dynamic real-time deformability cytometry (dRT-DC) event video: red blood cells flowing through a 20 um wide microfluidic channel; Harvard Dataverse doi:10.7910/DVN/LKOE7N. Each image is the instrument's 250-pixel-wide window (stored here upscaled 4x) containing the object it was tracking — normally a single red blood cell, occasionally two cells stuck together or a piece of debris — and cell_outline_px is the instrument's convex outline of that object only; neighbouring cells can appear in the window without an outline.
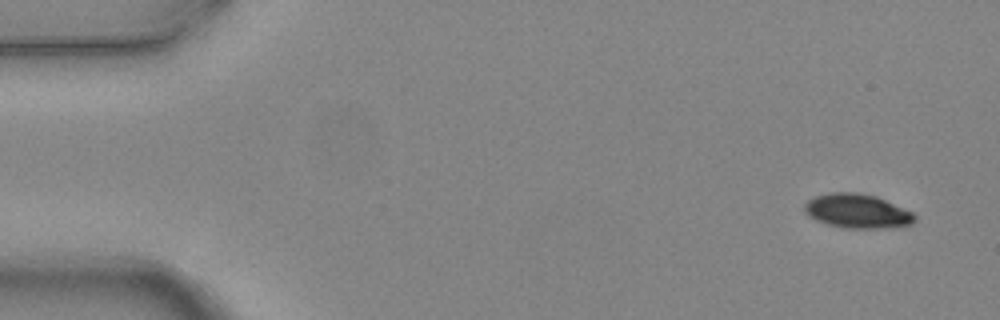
{"species": "common noctule bat (a hibernating species)", "species_latin": "Nyctalus noctula", "temperature_condition": "warm", "stored_images_in_passage": 5, "camera_frame_rate_fps": 3000, "um_per_image_px": 0.085, "animal": {"sex": "female", "body_mass_g": 24.6, "forearm_length_mm": 56.2}, "frame": {"image": 1, "passage_image": 1, "time_ms": 0.0, "image_size_px": [1000, 320], "cell_outline_px": [[916, 220], [912, 224], [892, 228], [844, 228], [828, 224], [816, 220], [808, 216], [804, 212], [804, 204], [808, 200], [816, 196], [832, 192], [856, 192], [876, 196], [912, 212], [916, 216]], "centroid_in_image_um": [72.87, 17.95], "position_along_channel_um": 12.1, "area_um2": 22.02}}